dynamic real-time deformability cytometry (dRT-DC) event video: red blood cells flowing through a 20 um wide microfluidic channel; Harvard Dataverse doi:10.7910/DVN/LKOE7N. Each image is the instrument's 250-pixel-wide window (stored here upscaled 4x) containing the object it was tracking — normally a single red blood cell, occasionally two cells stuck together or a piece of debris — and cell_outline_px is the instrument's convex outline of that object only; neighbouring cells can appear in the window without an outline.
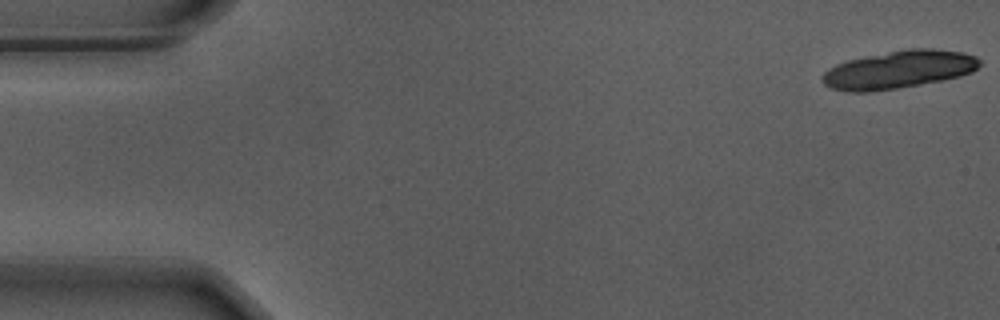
{"species": "Egyptian fruit bat (a non-hibernating species)", "species_latin": "Rousettus aegyptiacus", "temperature_condition": "warm", "stored_images_in_passage": 10, "camera_frame_rate_fps": 3000, "um_per_image_px": 0.085, "animal": {"sex": "male"}, "frame": {"image": 1, "passage_image": 1, "time_ms": 0.0, "image_size_px": [1000, 320], "cell_outline_px": [[980, 64], [972, 72], [960, 76], [920, 84], [896, 88], [868, 92], [848, 92], [832, 88], [824, 84], [820, 76], [828, 68], [836, 64], [848, 60], [908, 48], [932, 48], [964, 52], [976, 56], [980, 60]], "centroid_in_image_um": [76.39, 5.91], "position_along_channel_um": 8.6, "area_um2": 34.56}}